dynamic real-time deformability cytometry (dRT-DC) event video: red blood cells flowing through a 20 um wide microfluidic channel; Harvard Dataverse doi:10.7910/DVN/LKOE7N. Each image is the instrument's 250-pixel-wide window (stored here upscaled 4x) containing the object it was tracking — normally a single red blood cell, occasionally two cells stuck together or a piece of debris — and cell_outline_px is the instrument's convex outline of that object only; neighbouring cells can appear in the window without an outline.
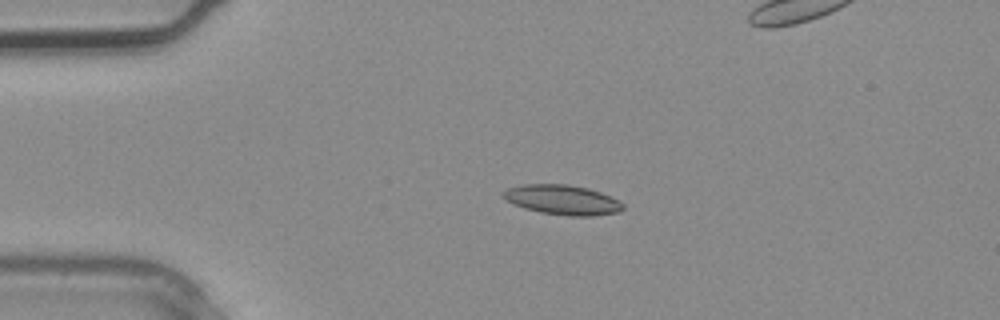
{"species": "common noctule bat (a hibernating species)", "species_latin": "Nyctalus noctula", "temperature_condition": "warm", "stored_images_in_passage": 5, "camera_frame_rate_fps": 3000, "um_per_image_px": 0.085, "animal": {"sex": "male", "body_mass_g": 20.4}, "frame": {"image": 1, "passage_image": 3, "time_ms": 0.667, "image_size_px": [1000, 320], "cell_outline_px": [[624, 208], [620, 212], [592, 216], [568, 216], [540, 212], [524, 208], [512, 204], [500, 196], [500, 192], [508, 188], [524, 184], [568, 184], [588, 188], [600, 192], [624, 204]], "centroid_in_image_um": [47.76, 16.98], "position_along_channel_um": 37.2, "area_um2": 20.92}}